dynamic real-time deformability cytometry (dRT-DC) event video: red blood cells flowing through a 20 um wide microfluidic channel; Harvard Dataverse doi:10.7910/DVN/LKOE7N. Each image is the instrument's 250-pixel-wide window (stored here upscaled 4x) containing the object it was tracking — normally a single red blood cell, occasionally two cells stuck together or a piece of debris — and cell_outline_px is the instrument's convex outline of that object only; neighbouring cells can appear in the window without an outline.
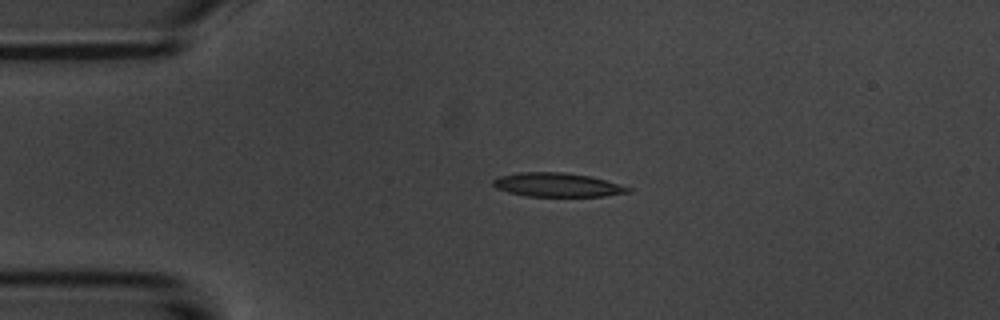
{"species": "common noctule bat (a hibernating species)", "species_latin": "Nyctalus noctula", "temperature_condition": "room temperature", "stored_images_in_passage": 2, "camera_frame_rate_fps": 3000, "um_per_image_px": 0.085, "animal": {"sex": "male", "body_mass_g": 20.1, "forearm_length_mm": 53.5}, "frame": {"image": 1, "passage_image": 2, "time_ms": 1.333, "image_size_px": [1000, 320], "cell_outline_px": [[632, 192], [604, 196], [524, 196], [508, 192], [496, 188], [492, 184], [492, 180], [500, 176], [520, 172], [564, 172], [592, 176], [632, 188]], "centroid_in_image_um": [47.38, 15.71], "position_along_channel_um": 37.6, "area_um2": 18.9}}